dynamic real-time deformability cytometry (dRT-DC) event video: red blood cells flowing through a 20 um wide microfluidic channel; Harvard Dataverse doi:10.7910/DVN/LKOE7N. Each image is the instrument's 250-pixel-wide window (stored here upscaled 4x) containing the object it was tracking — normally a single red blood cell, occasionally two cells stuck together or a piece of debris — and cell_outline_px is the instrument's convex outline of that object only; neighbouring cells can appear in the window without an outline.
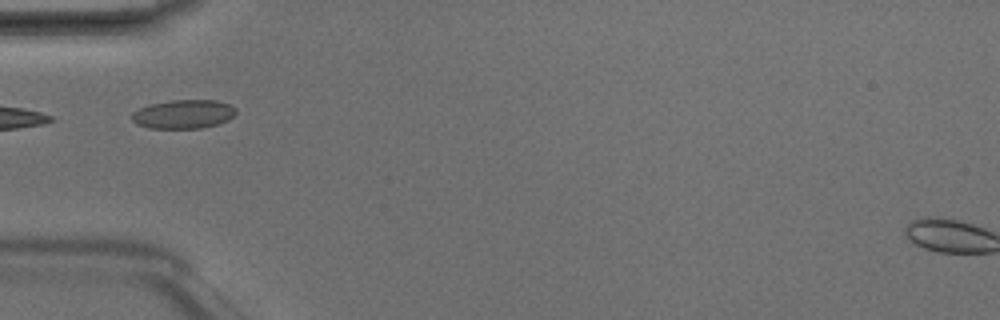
{"species": "Egyptian fruit bat (a non-hibernating species)", "species_latin": "Rousettus aegyptiacus", "temperature_condition": "room temperature", "stored_images_in_passage": 5, "camera_frame_rate_fps": 3000, "um_per_image_px": 0.085, "animal": {"sex": "male"}, "frame": {"image": 1, "passage_image": 5, "time_ms": 1.333, "image_size_px": [1000, 320], "cell_outline_px": [[236, 112], [228, 120], [216, 124], [200, 128], [148, 128], [136, 124], [132, 120], [132, 112], [140, 108], [152, 104], [172, 100], [216, 100], [228, 104], [236, 108]], "centroid_in_image_um": [15.58, 9.7], "position_along_channel_um": 69.4, "area_um2": 17.34}}